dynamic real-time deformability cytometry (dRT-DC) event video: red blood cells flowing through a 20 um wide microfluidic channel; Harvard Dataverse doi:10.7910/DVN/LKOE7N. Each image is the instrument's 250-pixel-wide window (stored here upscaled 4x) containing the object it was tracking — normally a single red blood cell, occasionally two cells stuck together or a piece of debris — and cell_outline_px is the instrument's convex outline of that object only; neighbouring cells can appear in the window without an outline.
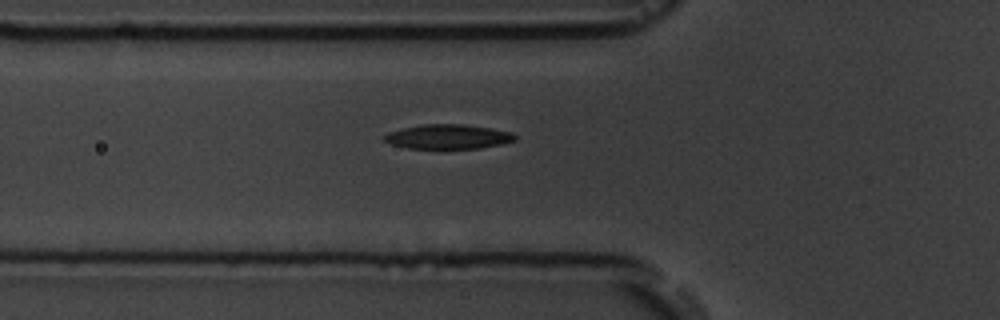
{"species": "common noctule bat (a hibernating species)", "species_latin": "Nyctalus noctula", "temperature_condition": "room temperature", "stored_images_in_passage": 3, "camera_frame_rate_fps": 3000, "um_per_image_px": 0.085, "animal": {"sex": "male", "body_mass_g": 19.5, "forearm_length_mm": 54.6}, "frame": {"image": 1, "passage_image": 3, "time_ms": 2.333, "image_size_px": [1000, 320], "cell_outline_px": [[516, 140], [500, 144], [476, 148], [408, 148], [392, 144], [380, 140], [380, 136], [388, 132], [400, 128], [424, 124], [464, 124], [492, 128], [512, 132], [516, 136]], "centroid_in_image_um": [38.01, 11.6], "position_along_channel_um": 87.8, "area_um2": 18.79}}